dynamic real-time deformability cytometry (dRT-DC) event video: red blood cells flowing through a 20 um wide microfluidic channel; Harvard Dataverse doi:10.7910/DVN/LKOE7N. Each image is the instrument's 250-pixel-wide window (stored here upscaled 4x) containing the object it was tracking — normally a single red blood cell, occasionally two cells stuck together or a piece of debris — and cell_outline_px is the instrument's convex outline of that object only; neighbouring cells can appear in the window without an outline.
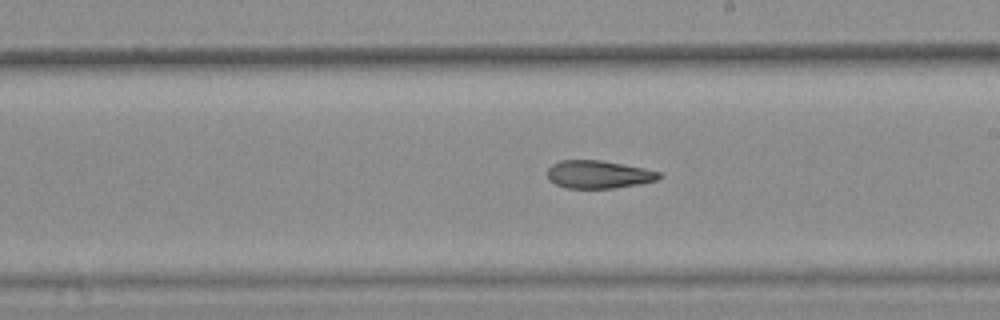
{"species": "common noctule bat (a hibernating species)", "species_latin": "Nyctalus noctula", "temperature_condition": "warm", "stored_images_in_passage": 38, "camera_frame_rate_fps": 3000, "um_per_image_px": 0.085, "animal": {"sex": "female", "body_mass_g": 25.1}, "frame": {"image": 1, "passage_image": 22, "time_ms": 7.0, "image_size_px": [1000, 320], "cell_outline_px": [[664, 176], [656, 180], [636, 184], [612, 188], [568, 188], [556, 184], [548, 180], [548, 168], [552, 164], [560, 160], [600, 160], [644, 168], [660, 172]], "centroid_in_image_um": [50.86, 14.82], "position_along_channel_um": 238.1, "area_um2": 18.03}, "authors_computed_cell_mechanics": {"area_um2": 19.0451, "velocity_mm_per_s": 3.8999, "shape_relaxation_time_tau1_ms": null, "shape_relaxation_time_tau2_ms": 6.1555, "deformation_change_tau1": null, "deformation_change_tau2": 0.1601}}